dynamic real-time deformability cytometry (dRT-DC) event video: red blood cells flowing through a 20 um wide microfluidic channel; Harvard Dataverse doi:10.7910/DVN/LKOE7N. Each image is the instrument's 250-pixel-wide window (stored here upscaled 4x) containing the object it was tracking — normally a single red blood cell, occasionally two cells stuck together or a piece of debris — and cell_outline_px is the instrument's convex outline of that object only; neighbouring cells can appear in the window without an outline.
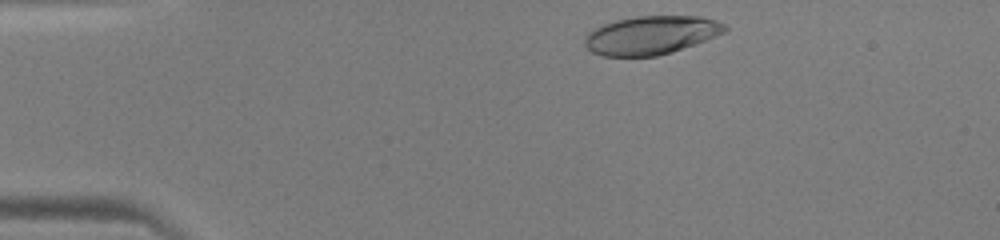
{"species": "human", "species_latin": "Homo sapiens", "temperature_condition": "warm", "stored_images_in_passage": 33, "camera_frame_rate_fps": 3000, "um_per_image_px": 0.085, "donor": {"sex": "male"}, "frame": {"image": 1, "passage_image": 2, "time_ms": 0.333, "image_size_px": [1000, 240], "cell_outline_px": [[728, 28], [724, 32], [704, 40], [672, 52], [656, 56], [604, 56], [592, 52], [584, 44], [584, 36], [588, 32], [604, 24], [616, 20], [636, 16], [700, 16], [716, 20], [724, 24]], "centroid_in_image_um": [55.31, 2.98], "position_along_channel_um": 29.7, "area_um2": 31.21}}
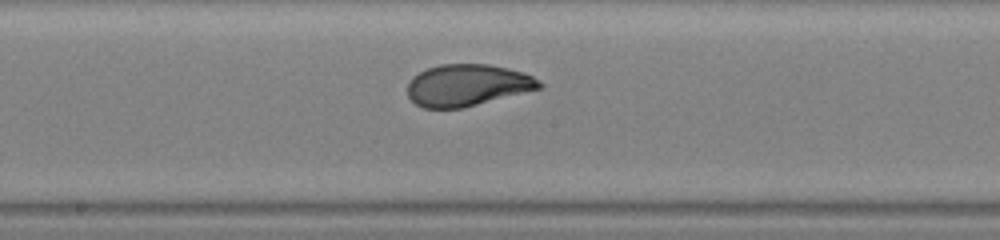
{"frame": {"image": 2, "passage_image": 19, "time_ms": 6.0, "image_size_px": [1000, 240], "cell_outline_px": [[544, 88], [460, 108], [424, 108], [416, 104], [408, 96], [408, 84], [412, 76], [428, 68], [440, 64], [488, 64], [508, 68], [524, 72], [540, 80], [544, 84]], "centroid_in_image_um": [39.76, 7.23], "position_along_channel_um": 208.4, "area_um2": 32.14}}
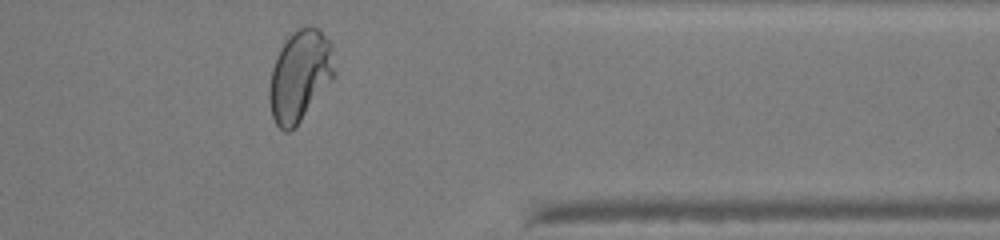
{"frame": {"image": 3, "passage_image": 32, "time_ms": 10.333, "image_size_px": [1000, 240], "cell_outline_px": [[336, 72], [296, 128], [288, 132], [284, 132], [276, 124], [272, 116], [268, 100], [268, 88], [272, 68], [276, 56], [280, 48], [288, 36], [292, 32], [304, 24], [308, 24], [320, 28], [332, 40]], "centroid_in_image_um": [25.49, 6.39], "position_along_channel_um": 385.9, "area_um2": 35.32}}